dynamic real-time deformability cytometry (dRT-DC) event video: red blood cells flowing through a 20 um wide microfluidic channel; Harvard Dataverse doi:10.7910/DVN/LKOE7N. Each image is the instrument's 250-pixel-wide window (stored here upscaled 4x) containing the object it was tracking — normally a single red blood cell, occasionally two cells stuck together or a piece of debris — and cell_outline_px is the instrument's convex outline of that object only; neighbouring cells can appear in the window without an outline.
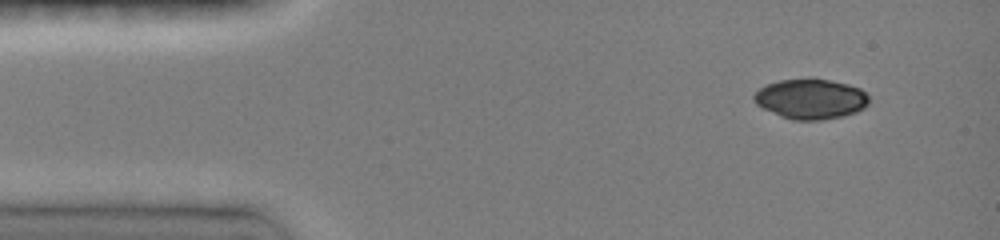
{"species": "common noctule bat (a hibernating species)", "species_latin": "Nyctalus noctula", "temperature_condition": "room temperature", "stored_images_in_passage": 43, "camera_frame_rate_fps": 3000, "um_per_image_px": 0.085, "animal": {"sex": "female", "body_mass_g": 19.0, "forearm_length_mm": 51.5}, "frame": {"image": 1, "passage_image": 1, "time_ms": 0.0, "image_size_px": [1000, 240], "cell_outline_px": [[868, 104], [864, 108], [856, 112], [840, 116], [820, 120], [792, 120], [780, 116], [756, 104], [752, 100], [752, 96], [760, 88], [768, 84], [780, 80], [812, 76], [848, 84], [860, 88], [868, 96]], "centroid_in_image_um": [68.9, 8.38], "position_along_channel_um": 16.1, "area_um2": 27.17}}
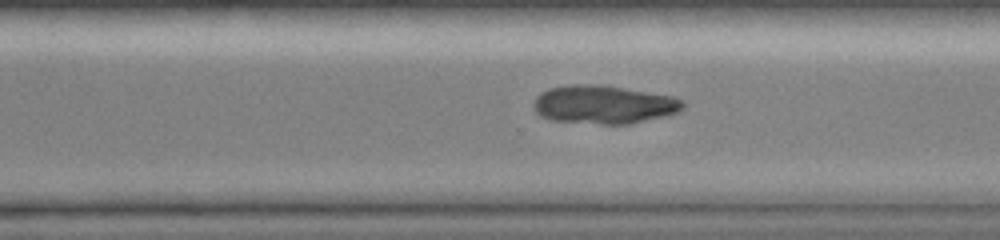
{"frame": {"image": 2, "passage_image": 29, "time_ms": 9.333, "image_size_px": [1000, 240], "cell_outline_px": [[684, 108], [668, 116], [628, 124], [600, 124], [552, 120], [540, 116], [536, 112], [532, 104], [536, 96], [540, 92], [548, 88], [568, 84], [604, 84], [672, 96], [684, 100]], "centroid_in_image_um": [51.3, 8.87], "position_along_channel_um": 319.3, "area_um2": 33.87}}
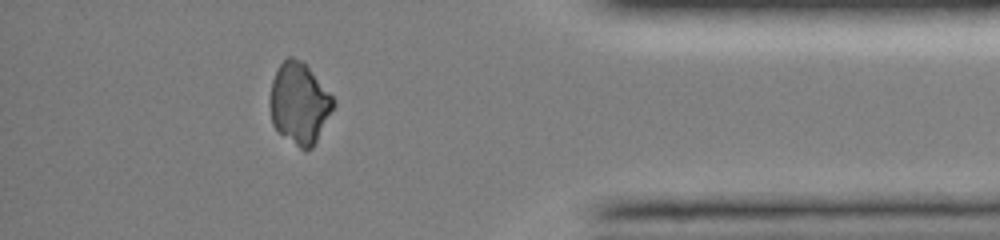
{"frame": {"image": 3, "passage_image": 37, "time_ms": 12.0, "image_size_px": [1000, 240], "cell_outline_px": [[336, 104], [312, 148], [304, 152], [280, 132], [272, 124], [268, 104], [272, 80], [280, 64], [288, 56], [292, 56], [304, 60], [336, 100]], "centroid_in_image_um": [25.44, 8.75], "position_along_channel_um": 409.8, "area_um2": 30.4}}